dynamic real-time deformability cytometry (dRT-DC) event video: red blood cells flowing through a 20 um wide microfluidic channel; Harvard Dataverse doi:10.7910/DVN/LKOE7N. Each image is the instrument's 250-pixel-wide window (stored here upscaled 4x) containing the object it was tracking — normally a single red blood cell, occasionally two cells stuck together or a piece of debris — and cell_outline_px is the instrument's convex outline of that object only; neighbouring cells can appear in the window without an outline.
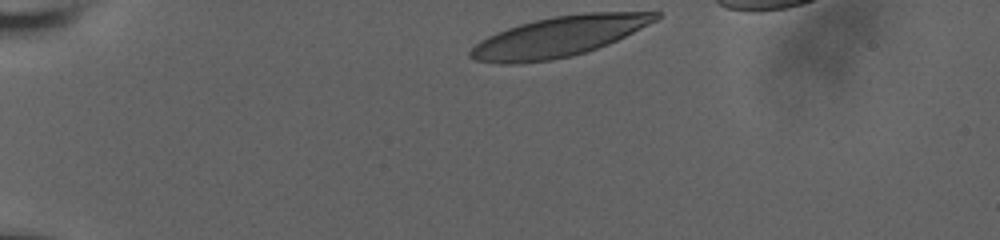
{"species": "human", "species_latin": "Homo sapiens", "temperature_condition": "room temperature", "stored_images_in_passage": 37, "camera_frame_rate_fps": 3000, "um_per_image_px": 0.085, "donor": {"sex": "male"}, "frame": {"image": 1, "passage_image": 1, "time_ms": 0.0, "image_size_px": [1000, 240], "cell_outline_px": [[660, 16], [656, 20], [608, 44], [572, 56], [552, 60], [520, 64], [500, 64], [472, 60], [468, 56], [468, 52], [480, 40], [496, 32], [520, 24], [552, 16], [584, 12], [660, 12]], "centroid_in_image_um": [47.43, 3.12], "position_along_channel_um": 37.6, "area_um2": 43.35}}
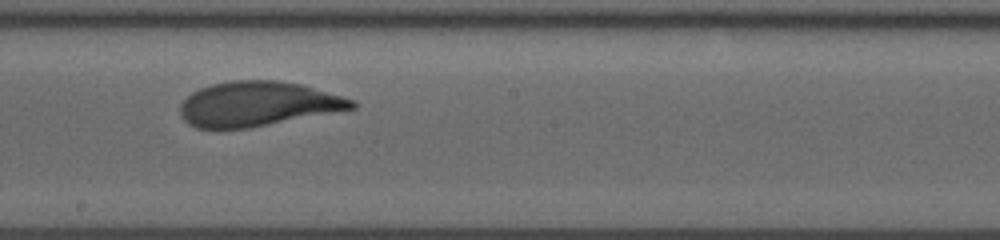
{"frame": {"image": 2, "passage_image": 22, "time_ms": 7.0, "image_size_px": [1000, 240], "cell_outline_px": [[356, 108], [248, 128], [196, 128], [188, 124], [180, 116], [180, 104], [192, 92], [200, 88], [212, 84], [232, 80], [276, 80], [300, 84], [356, 100]], "centroid_in_image_um": [21.88, 8.83], "position_along_channel_um": 226.3, "area_um2": 44.51}}
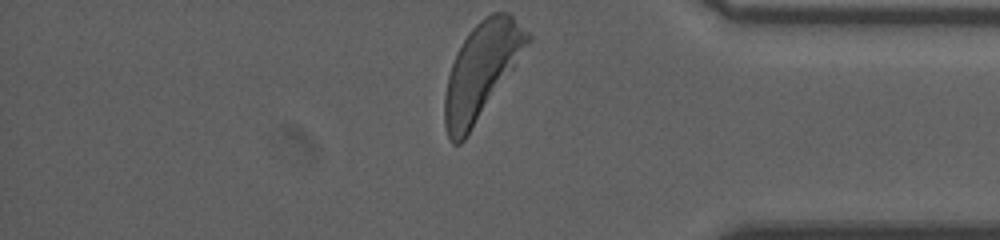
{"frame": {"image": 3, "passage_image": 37, "time_ms": 12.0, "image_size_px": [1000, 240], "cell_outline_px": [[532, 40], [464, 140], [460, 144], [452, 144], [448, 136], [444, 124], [444, 96], [448, 76], [456, 52], [468, 32], [480, 20], [492, 12], [508, 12], [532, 36]], "centroid_in_image_um": [40.9, 5.99], "position_along_channel_um": 394.3, "area_um2": 45.43}, "authors_computed_cell_mechanics": {"area_um2": 45.1418, "velocity_mm_per_s": 3.6599, "shape_relaxation_time_tau1_ms": 4.0669, "shape_relaxation_time_tau2_ms": null, "deformation_change_tau1": 0.1985, "deformation_change_tau2": null}}